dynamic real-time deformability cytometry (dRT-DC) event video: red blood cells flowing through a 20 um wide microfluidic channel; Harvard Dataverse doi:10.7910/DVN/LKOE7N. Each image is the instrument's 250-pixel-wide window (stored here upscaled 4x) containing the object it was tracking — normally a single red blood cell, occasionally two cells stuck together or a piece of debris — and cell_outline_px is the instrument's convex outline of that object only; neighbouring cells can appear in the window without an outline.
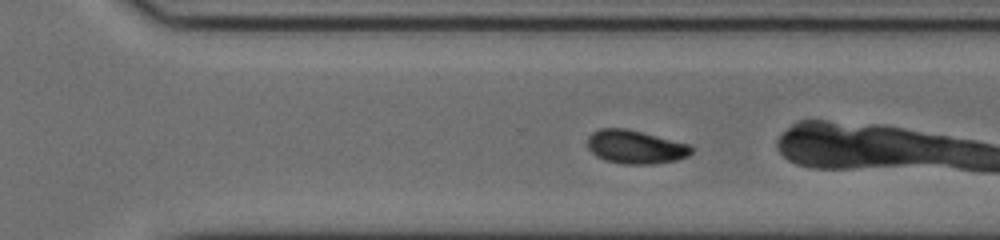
{"species": "common noctule bat (a hibernating species)", "species_latin": "Nyctalus noctula", "temperature_condition": "cold", "stored_images_in_passage": 42, "camera_frame_rate_fps": 3000, "um_per_image_px": 0.085, "animal": {"sex": "male", "body_mass_g": 20.0, "forearm_length_mm": 53.3}, "frame": {"image": 1, "passage_image": 24, "time_ms": 7.667, "image_size_px": [1000, 240], "cell_outline_px": [[696, 148], [688, 156], [676, 160], [656, 164], [624, 164], [604, 160], [596, 156], [588, 148], [588, 136], [592, 132], [600, 128], [624, 128], [688, 144]], "centroid_in_image_um": [54.01, 12.5], "position_along_channel_um": 316.6, "area_um2": 20.23}, "authors_computed_cell_mechanics": {"area_um2": 20.4612, "velocity_mm_per_s": 3.8217, "shape_relaxation_time_tau1_ms": 2.8741, "shape_relaxation_time_tau2_ms": null, "deformation_change_tau1": 0.1406, "deformation_change_tau2": null}}